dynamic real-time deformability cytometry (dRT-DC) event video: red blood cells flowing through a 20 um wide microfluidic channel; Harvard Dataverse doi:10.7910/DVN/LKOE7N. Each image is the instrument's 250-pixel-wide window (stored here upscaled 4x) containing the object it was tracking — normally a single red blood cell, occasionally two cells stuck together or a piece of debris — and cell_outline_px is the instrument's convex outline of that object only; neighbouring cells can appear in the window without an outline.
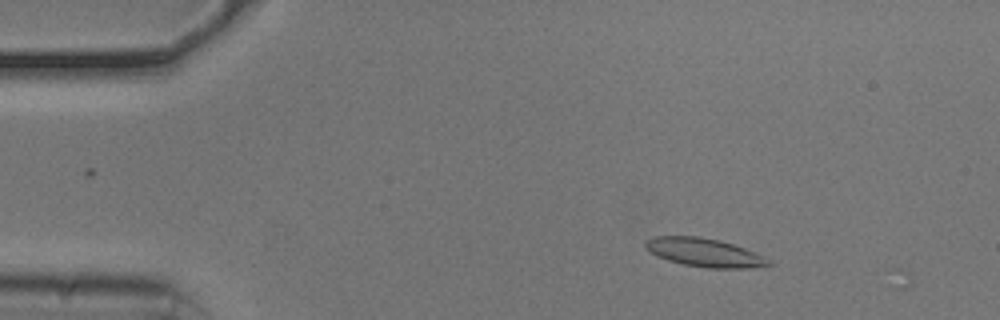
{"species": "common noctule bat (a hibernating species)", "species_latin": "Nyctalus noctula", "temperature_condition": "cold", "stored_images_in_passage": 7, "camera_frame_rate_fps": 3000, "um_per_image_px": 0.085, "animal": {"sex": "male", "body_mass_g": 20.5, "forearm_length_mm": 52.5}, "frame": {"image": 1, "passage_image": 5, "time_ms": 1.333, "image_size_px": [1000, 320], "cell_outline_px": [[772, 264], [752, 268], [708, 268], [684, 264], [668, 260], [644, 248], [644, 244], [652, 236], [696, 236], [720, 240], [756, 252], [772, 260]], "centroid_in_image_um": [59.92, 21.46], "position_along_channel_um": 25.1, "area_um2": 20.35}}